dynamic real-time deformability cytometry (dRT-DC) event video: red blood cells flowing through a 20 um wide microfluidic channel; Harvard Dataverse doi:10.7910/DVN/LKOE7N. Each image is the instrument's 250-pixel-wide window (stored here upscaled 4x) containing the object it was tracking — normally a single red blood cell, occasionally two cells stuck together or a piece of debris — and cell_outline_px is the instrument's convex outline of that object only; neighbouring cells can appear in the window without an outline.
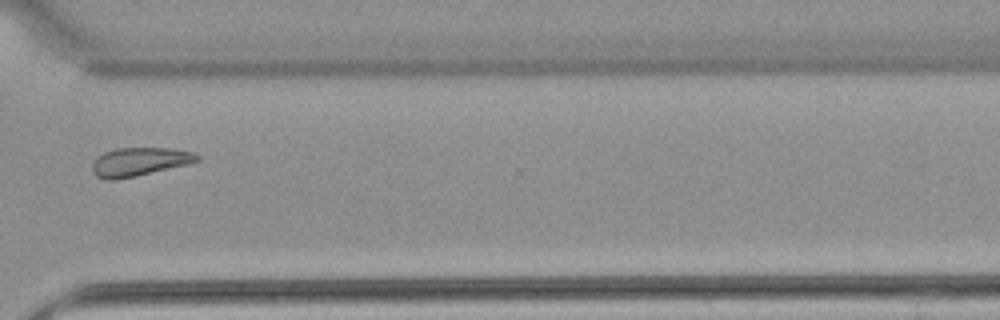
{"species": "common noctule bat (a hibernating species)", "species_latin": "Nyctalus noctula", "temperature_condition": "warm", "stored_images_in_passage": 12, "camera_frame_rate_fps": 3000, "um_per_image_px": 0.085, "animal": {"sex": "female", "body_mass_g": 22.7, "forearm_length_mm": 54.2}, "frame": {"image": 1, "passage_image": 9, "time_ms": 10.667, "image_size_px": [1000, 320], "cell_outline_px": [[200, 160], [188, 164], [136, 176], [116, 180], [104, 180], [96, 176], [92, 172], [92, 164], [96, 156], [104, 152], [116, 148], [172, 148], [192, 152], [200, 156]], "centroid_in_image_um": [11.81, 13.75], "position_along_channel_um": 358.8, "area_um2": 17.57}}